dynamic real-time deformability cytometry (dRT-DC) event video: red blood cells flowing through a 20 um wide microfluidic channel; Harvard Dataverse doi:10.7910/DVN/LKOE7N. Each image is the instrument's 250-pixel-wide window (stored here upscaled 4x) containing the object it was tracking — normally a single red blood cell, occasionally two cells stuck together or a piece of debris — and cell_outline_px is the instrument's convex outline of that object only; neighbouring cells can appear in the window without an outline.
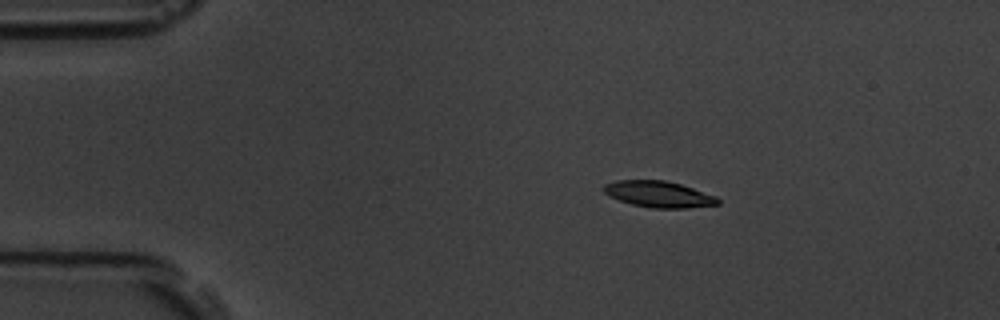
{"species": "common noctule bat (a hibernating species)", "species_latin": "Nyctalus noctula", "temperature_condition": "room temperature", "stored_images_in_passage": 4, "camera_frame_rate_fps": 3000, "um_per_image_px": 0.085, "animal": {"sex": "male", "body_mass_g": 19.5, "forearm_length_mm": 54.6}, "frame": {"image": 1, "passage_image": 2, "time_ms": 0.333, "image_size_px": [1000, 320], "cell_outline_px": [[720, 204], [688, 208], [652, 208], [632, 204], [608, 196], [604, 192], [604, 184], [616, 180], [664, 180], [680, 184], [716, 196], [720, 200]], "centroid_in_image_um": [55.99, 16.51], "position_along_channel_um": 29.0, "area_um2": 17.4}}